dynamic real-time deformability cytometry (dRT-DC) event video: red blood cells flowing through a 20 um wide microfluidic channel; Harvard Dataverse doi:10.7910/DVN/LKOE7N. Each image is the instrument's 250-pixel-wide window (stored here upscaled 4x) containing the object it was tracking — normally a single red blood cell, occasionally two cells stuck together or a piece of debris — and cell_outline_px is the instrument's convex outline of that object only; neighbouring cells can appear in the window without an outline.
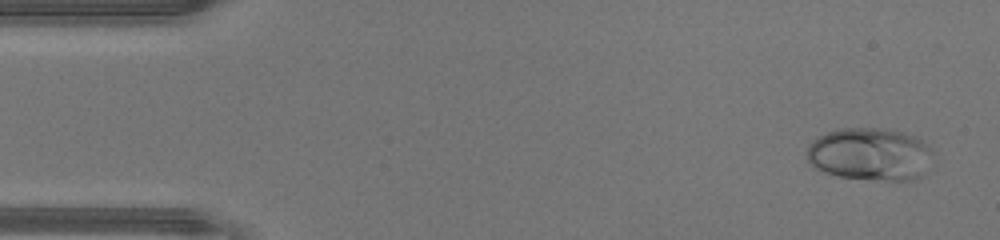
{"species": "human", "species_latin": "Homo sapiens", "temperature_condition": "warm", "stored_images_in_passage": 46, "camera_frame_rate_fps": 3000, "um_per_image_px": 0.085, "donor": {"sex": "male"}, "frame": {"image": 1, "passage_image": 3, "time_ms": 0.667, "image_size_px": [1000, 240], "cell_outline_px": [[936, 152], [924, 176], [916, 180], [888, 180], [840, 176], [824, 172], [812, 168], [804, 152], [808, 144], [816, 136], [840, 128], [884, 128], [904, 132], [916, 136], [932, 148]], "centroid_in_image_um": [73.98, 13.1], "position_along_channel_um": 11.0, "area_um2": 39.65}}
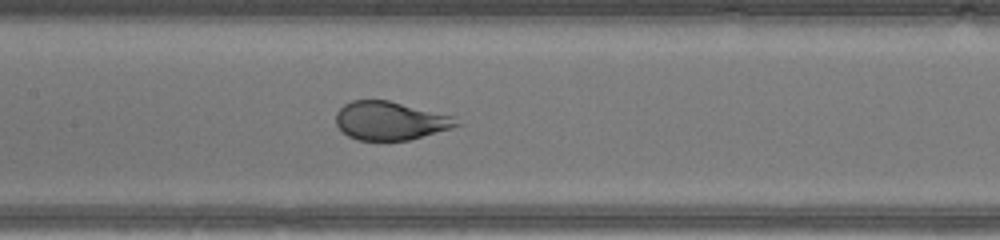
{"frame": {"image": 2, "passage_image": 22, "time_ms": 7.0, "image_size_px": [1000, 240], "cell_outline_px": [[464, 124], [452, 128], [408, 140], [356, 140], [348, 136], [336, 124], [336, 112], [344, 104], [352, 100], [388, 100], [456, 116]], "centroid_in_image_um": [33.22, 10.25], "position_along_channel_um": 174.2, "area_um2": 27.22}}
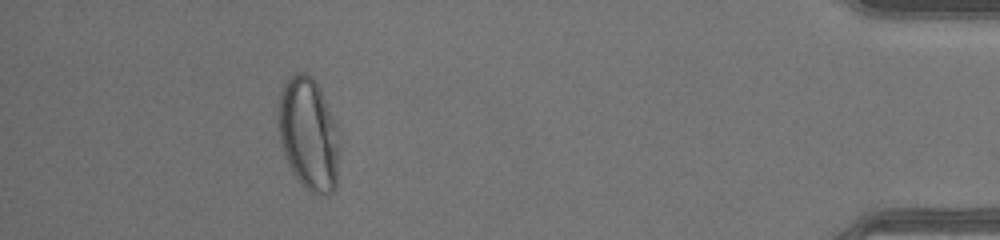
{"frame": {"image": 3, "passage_image": 42, "time_ms": 13.667, "image_size_px": [1000, 240], "cell_outline_px": [[340, 156], [336, 188], [328, 196], [316, 196], [300, 184], [292, 172], [284, 156], [280, 140], [280, 92], [284, 80], [288, 76], [296, 72], [308, 72], [316, 80], [340, 128]], "centroid_in_image_um": [26.3, 11.42], "position_along_channel_um": 408.9, "area_um2": 41.38}, "authors_computed_cell_mechanics": {"area_um2": 34.9112, "velocity_mm_per_s": 4.4809, "shape_relaxation_time_tau1_ms": 3.214, "shape_relaxation_time_tau2_ms": null, "deformation_change_tau1": 0.1868, "deformation_change_tau2": null}}